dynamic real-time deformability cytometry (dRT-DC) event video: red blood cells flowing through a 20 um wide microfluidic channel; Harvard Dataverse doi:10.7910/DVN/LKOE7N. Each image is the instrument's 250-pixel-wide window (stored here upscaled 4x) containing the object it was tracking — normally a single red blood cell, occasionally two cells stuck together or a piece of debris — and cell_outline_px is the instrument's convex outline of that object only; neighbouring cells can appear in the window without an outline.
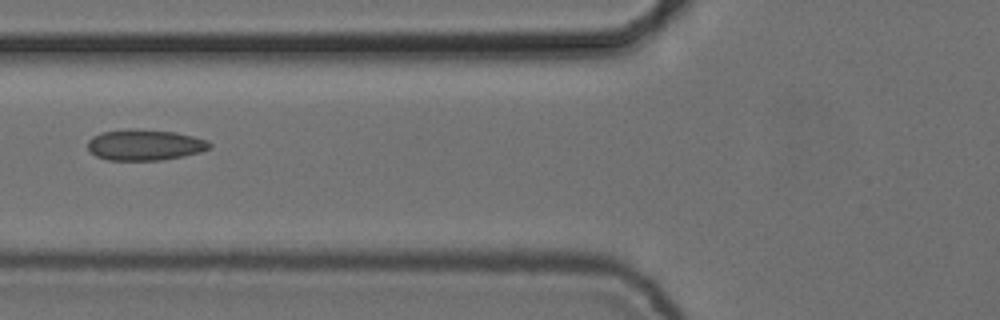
{"species": "common noctule bat (a hibernating species)", "species_latin": "Nyctalus noctula", "temperature_condition": "cold", "stored_images_in_passage": 5, "camera_frame_rate_fps": 3000, "um_per_image_px": 0.085, "animal": {"sex": "female", "body_mass_g": 24.6, "forearm_length_mm": 56.2}, "frame": {"image": 1, "passage_image": 5, "time_ms": 1.333, "image_size_px": [1000, 320], "cell_outline_px": [[212, 148], [200, 152], [184, 156], [160, 160], [108, 160], [96, 156], [88, 152], [88, 140], [92, 136], [100, 132], [128, 128], [136, 128], [176, 132], [208, 140], [212, 144]], "centroid_in_image_um": [12.29, 12.3], "position_along_channel_um": 113.5, "area_um2": 22.37}}